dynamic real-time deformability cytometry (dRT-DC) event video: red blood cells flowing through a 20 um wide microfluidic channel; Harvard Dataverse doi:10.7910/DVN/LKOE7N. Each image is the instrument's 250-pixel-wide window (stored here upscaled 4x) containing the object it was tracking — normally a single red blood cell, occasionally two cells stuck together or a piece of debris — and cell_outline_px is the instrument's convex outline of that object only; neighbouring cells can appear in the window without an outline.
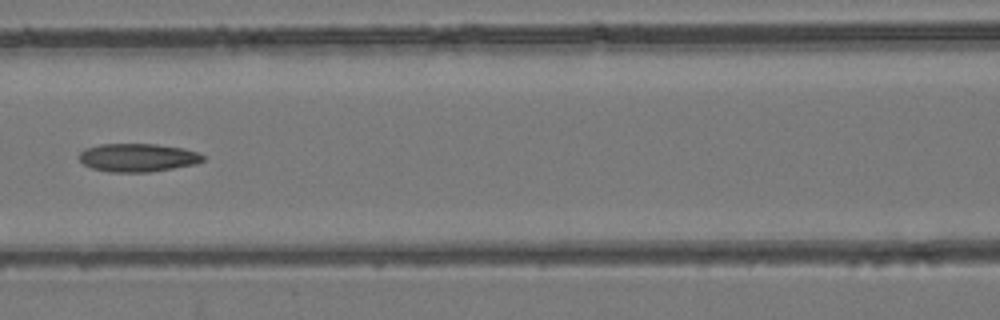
{"species": "common noctule bat (a hibernating species)", "species_latin": "Nyctalus noctula", "temperature_condition": "room temperature", "stored_images_in_passage": 29, "camera_frame_rate_fps": 3000, "um_per_image_px": 0.085, "animal": {"sex": "female", "body_mass_g": 24.6, "forearm_length_mm": 56.2}, "frame": {"image": 1, "passage_image": 9, "time_ms": 2.667, "image_size_px": [1000, 320], "cell_outline_px": [[204, 160], [196, 164], [148, 172], [108, 172], [92, 168], [84, 164], [80, 160], [80, 152], [84, 148], [100, 144], [156, 144], [184, 148], [196, 152], [204, 156]], "centroid_in_image_um": [11.7, 13.39], "position_along_channel_um": 154.9, "area_um2": 20.35}}
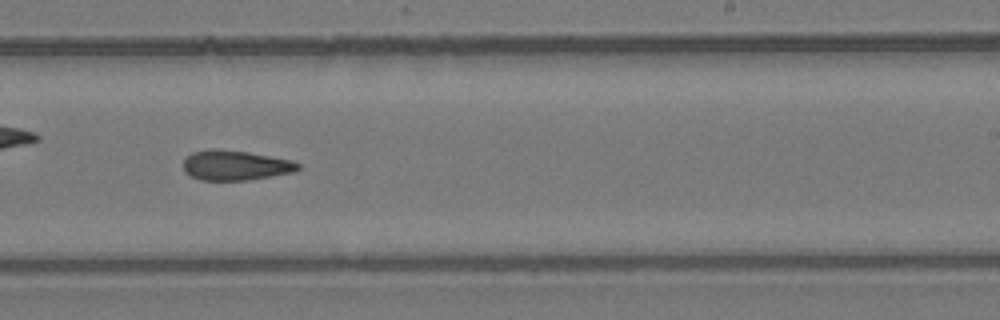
{"frame": {"image": 2, "passage_image": 17, "time_ms": 5.333, "image_size_px": [1000, 320], "cell_outline_px": [[300, 168], [296, 172], [248, 180], [200, 180], [184, 172], [184, 160], [192, 152], [212, 148], [216, 148], [248, 152], [292, 160], [300, 164]], "centroid_in_image_um": [20.02, 14.05], "position_along_channel_um": 269.0, "area_um2": 20.11}}